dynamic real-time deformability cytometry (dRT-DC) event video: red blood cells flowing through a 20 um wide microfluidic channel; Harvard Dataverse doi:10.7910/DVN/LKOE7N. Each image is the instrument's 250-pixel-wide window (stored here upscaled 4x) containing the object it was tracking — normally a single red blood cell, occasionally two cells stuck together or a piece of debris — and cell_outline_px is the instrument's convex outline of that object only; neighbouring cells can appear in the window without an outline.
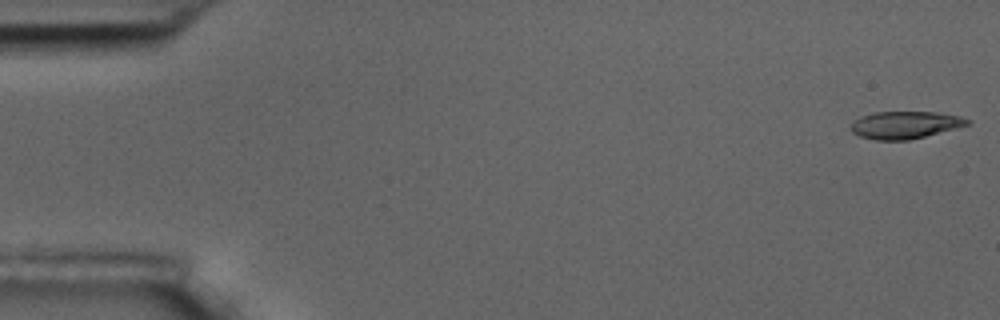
{"species": "common noctule bat (a hibernating species)", "species_latin": "Nyctalus noctula", "temperature_condition": "room temperature", "stored_images_in_passage": 56, "camera_frame_rate_fps": 3000, "um_per_image_px": 0.085, "animal": {"sex": "male", "body_mass_g": 17.5, "forearm_length_mm": 52.3}, "frame": {"image": 1, "passage_image": 1, "time_ms": 0.0, "image_size_px": [1000, 320], "cell_outline_px": [[972, 124], [908, 140], [876, 140], [860, 136], [852, 132], [852, 124], [860, 116], [876, 112], [936, 112], [960, 116], [972, 120]], "centroid_in_image_um": [76.98, 10.61], "position_along_channel_um": 8.0, "area_um2": 18.44}}
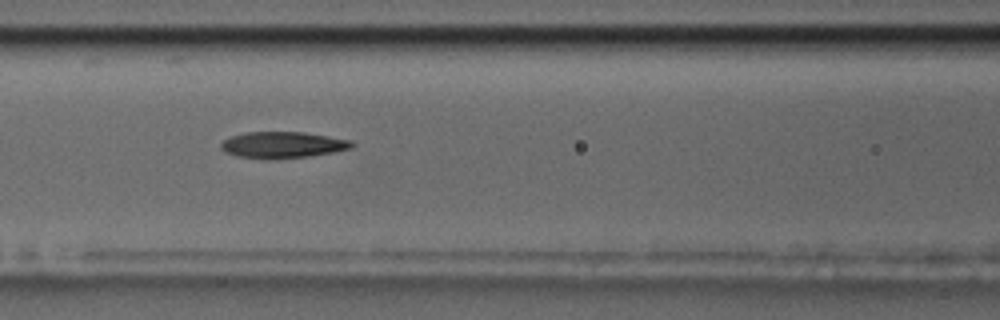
{"frame": {"image": 2, "passage_image": 24, "time_ms": 7.667, "image_size_px": [1000, 320], "cell_outline_px": [[356, 144], [352, 148], [332, 152], [308, 156], [272, 160], [268, 160], [236, 156], [224, 152], [220, 148], [220, 144], [224, 140], [232, 136], [244, 132], [304, 132], [352, 140]], "centroid_in_image_um": [24.01, 12.32], "position_along_channel_um": 142.6, "area_um2": 20.35}}
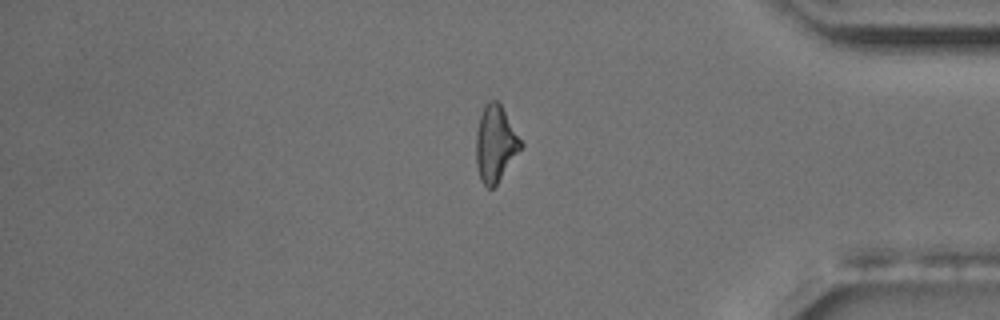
{"frame": {"image": 3, "passage_image": 47, "time_ms": 15.333, "image_size_px": [1000, 320], "cell_outline_px": [[524, 144], [496, 184], [492, 188], [488, 188], [480, 180], [476, 164], [476, 132], [480, 116], [488, 100], [496, 100], [500, 104]], "centroid_in_image_um": [42.09, 12.21], "position_along_channel_um": 393.1, "area_um2": 19.54}, "authors_computed_cell_mechanics": {"area_um2": 19.7387, "velocity_mm_per_s": 3.5959, "shape_relaxation_time_tau1_ms": 5.4842, "shape_relaxation_time_tau2_ms": 2.1837, "deformation_change_tau1": 0.1641, "deformation_change_tau2": 0.1082}}